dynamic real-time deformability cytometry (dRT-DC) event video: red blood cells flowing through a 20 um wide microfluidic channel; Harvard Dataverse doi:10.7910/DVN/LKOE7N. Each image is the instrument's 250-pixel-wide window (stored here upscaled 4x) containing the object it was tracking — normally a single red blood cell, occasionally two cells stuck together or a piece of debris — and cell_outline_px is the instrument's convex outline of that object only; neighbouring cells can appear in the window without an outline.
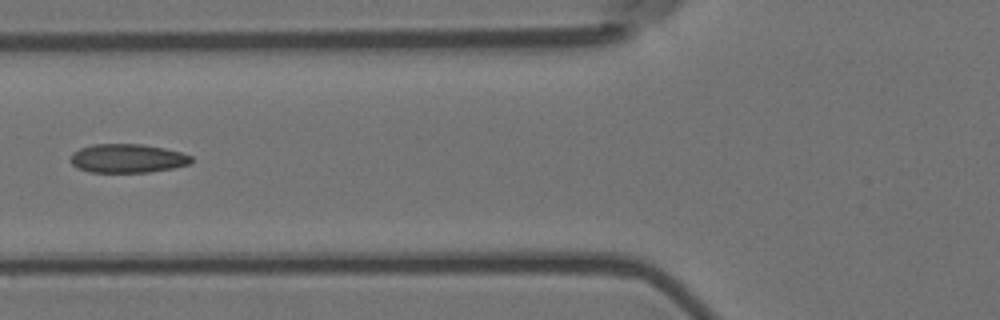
{"species": "Egyptian fruit bat (a non-hibernating species)", "species_latin": "Rousettus aegyptiacus", "temperature_condition": "room temperature", "stored_images_in_passage": 9, "camera_frame_rate_fps": 3000, "um_per_image_px": 0.085, "animal": {"sex": "female"}, "frame": {"image": 1, "passage_image": 6, "time_ms": 1.667, "image_size_px": [1000, 320], "cell_outline_px": [[192, 160], [188, 164], [172, 168], [148, 172], [88, 172], [76, 168], [72, 164], [72, 152], [80, 148], [92, 144], [144, 144], [164, 148], [180, 152], [192, 156]], "centroid_in_image_um": [10.81, 13.46], "position_along_channel_um": 115.0, "area_um2": 20.23}}
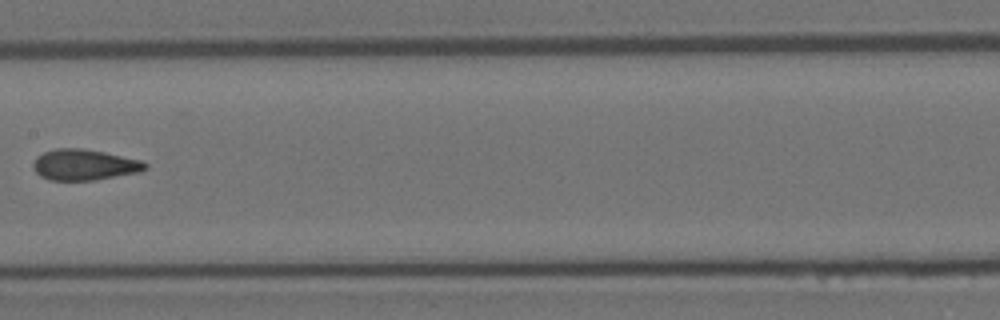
{"frame": {"image": 2, "passage_image": 8, "time_ms": 2.333, "image_size_px": [1000, 320], "cell_outline_px": [[148, 168], [140, 172], [96, 180], [48, 180], [40, 176], [32, 168], [32, 164], [36, 156], [44, 152], [56, 148], [80, 148], [104, 152], [140, 160], [148, 164]], "centroid_in_image_um": [7.15, 14.01], "position_along_channel_um": 200.3, "area_um2": 20.29}}
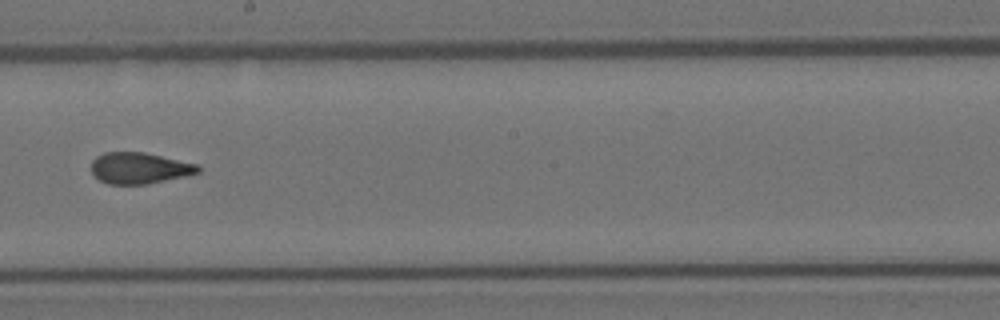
{"frame": {"image": 3, "passage_image": 9, "time_ms": 2.667, "image_size_px": [1000, 320], "cell_outline_px": [[200, 172], [188, 176], [148, 184], [108, 184], [100, 180], [92, 172], [92, 160], [96, 156], [104, 152], [144, 152], [200, 164]], "centroid_in_image_um": [11.9, 14.28], "position_along_channel_um": 236.3, "area_um2": 19.65}}